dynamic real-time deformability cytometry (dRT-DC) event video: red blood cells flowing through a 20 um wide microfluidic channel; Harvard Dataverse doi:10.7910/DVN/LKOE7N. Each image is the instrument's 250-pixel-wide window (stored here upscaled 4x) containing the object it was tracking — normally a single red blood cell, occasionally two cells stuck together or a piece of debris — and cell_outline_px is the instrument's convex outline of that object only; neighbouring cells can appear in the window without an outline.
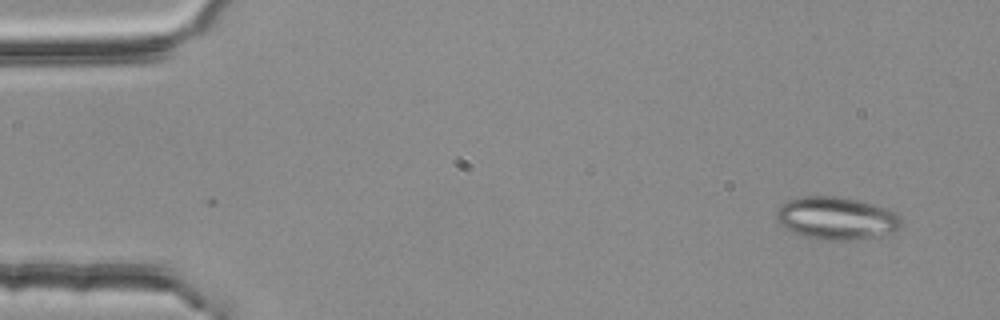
{"species": "common noctule bat (a hibernating species)", "species_latin": "Nyctalus noctula", "temperature_condition": "room temperature", "stored_images_in_passage": 52, "segment_of_instrument_passage": [1, 3], "camera_frame_rate_fps": 3000, "um_per_image_px": 0.085, "animal": {"sex": "female", "body_mass_g": 25.1}, "frame": {"image": 1, "passage_image": 1, "time_ms": 0.0, "image_size_px": [1000, 320], "cell_outline_px": [[904, 220], [900, 228], [896, 232], [880, 236], [856, 240], [824, 240], [804, 236], [792, 232], [784, 228], [776, 220], [776, 212], [788, 200], [800, 196], [836, 196], [860, 200], [884, 208], [900, 216]], "centroid_in_image_um": [71.12, 18.56], "position_along_channel_um": 13.9, "area_um2": 31.33}}